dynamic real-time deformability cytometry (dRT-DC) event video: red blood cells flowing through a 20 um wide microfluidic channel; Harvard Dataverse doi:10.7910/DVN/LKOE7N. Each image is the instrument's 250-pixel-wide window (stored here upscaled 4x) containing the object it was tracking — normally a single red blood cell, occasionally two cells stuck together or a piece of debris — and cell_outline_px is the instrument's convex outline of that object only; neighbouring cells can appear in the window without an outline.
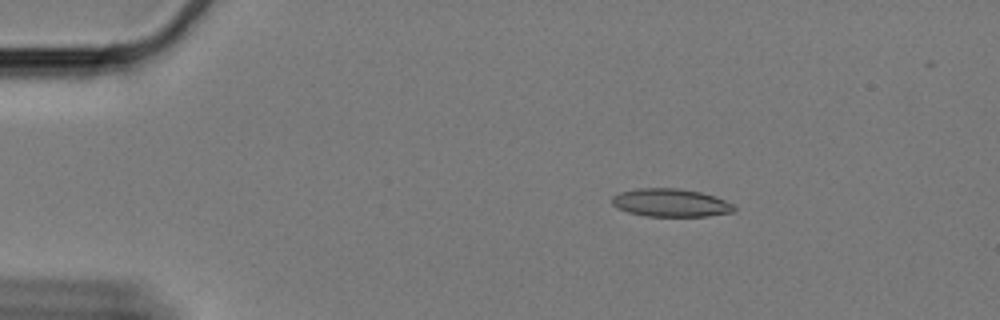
{"species": "Egyptian fruit bat (a non-hibernating species)", "species_latin": "Rousettus aegyptiacus", "temperature_condition": "cold", "stored_images_in_passage": 51, "camera_frame_rate_fps": 3000, "um_per_image_px": 0.085, "animal": {"sex": "female"}, "frame": {"image": 1, "passage_image": 1, "time_ms": 0.0, "image_size_px": [1000, 320], "cell_outline_px": [[736, 212], [708, 216], [648, 216], [628, 212], [616, 208], [612, 204], [612, 196], [620, 192], [636, 188], [680, 188], [700, 192], [724, 200], [732, 204], [736, 208]], "centroid_in_image_um": [56.99, 17.23], "position_along_channel_um": 28.0, "area_um2": 20.0}}
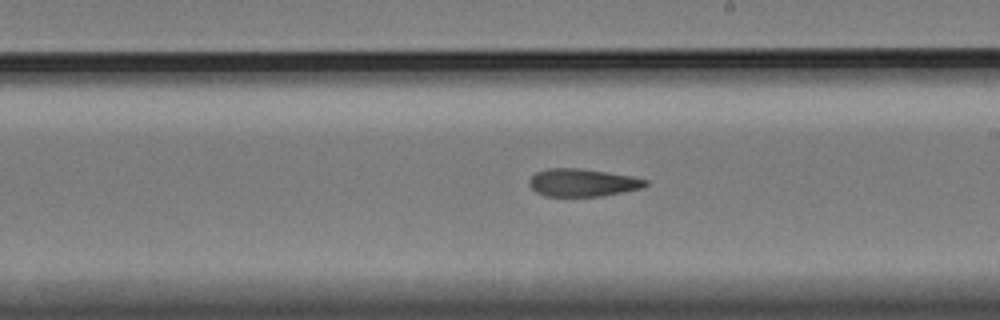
{"frame": {"image": 2, "passage_image": 26, "time_ms": 8.333, "image_size_px": [1000, 320], "cell_outline_px": [[648, 184], [640, 188], [600, 196], [544, 196], [536, 192], [528, 184], [528, 180], [536, 172], [548, 168], [580, 168], [632, 176], [648, 180]], "centroid_in_image_um": [49.47, 15.51], "position_along_channel_um": 239.5, "area_um2": 18.67}}
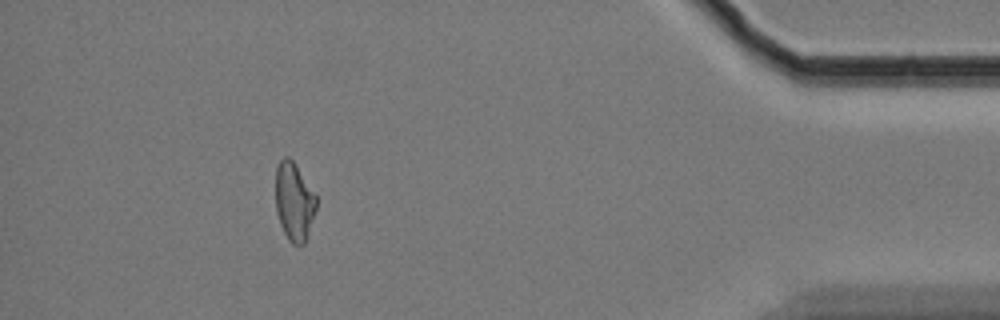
{"frame": {"image": 3, "passage_image": 46, "time_ms": 15.0, "image_size_px": [1000, 320], "cell_outline_px": [[316, 208], [304, 244], [292, 244], [288, 240], [280, 224], [276, 212], [276, 168], [280, 160], [284, 156], [288, 156], [292, 160], [316, 196]], "centroid_in_image_um": [24.98, 17.14], "position_along_channel_um": 410.2, "area_um2": 18.21}, "authors_computed_cell_mechanics": {"area_um2": 19.3052, "velocity_mm_per_s": 3.3017, "shape_relaxation_time_tau1_ms": null, "shape_relaxation_time_tau2_ms": 3.7074, "deformation_change_tau1": null, "deformation_change_tau2": 0.1148}}